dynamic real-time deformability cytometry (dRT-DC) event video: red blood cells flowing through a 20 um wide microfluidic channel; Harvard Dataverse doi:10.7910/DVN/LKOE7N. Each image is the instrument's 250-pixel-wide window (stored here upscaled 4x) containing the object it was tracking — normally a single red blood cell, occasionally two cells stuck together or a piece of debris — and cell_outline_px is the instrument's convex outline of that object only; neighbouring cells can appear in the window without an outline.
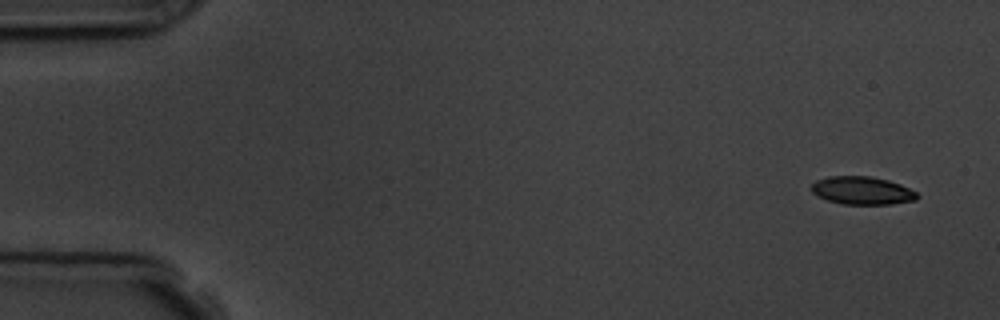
{"species": "common noctule bat (a hibernating species)", "species_latin": "Nyctalus noctula", "temperature_condition": "room temperature", "stored_images_in_passage": 6, "camera_frame_rate_fps": 3000, "um_per_image_px": 0.085, "animal": {"sex": "male", "body_mass_g": 19.5, "forearm_length_mm": 54.6}, "frame": {"image": 1, "passage_image": 1, "time_ms": 0.0, "image_size_px": [1000, 320], "cell_outline_px": [[920, 196], [916, 200], [892, 204], [844, 204], [828, 200], [816, 196], [812, 192], [812, 184], [816, 180], [828, 176], [872, 176], [888, 180], [900, 184], [916, 192]], "centroid_in_image_um": [73.28, 16.19], "position_along_channel_um": 11.7, "area_um2": 17.28}}
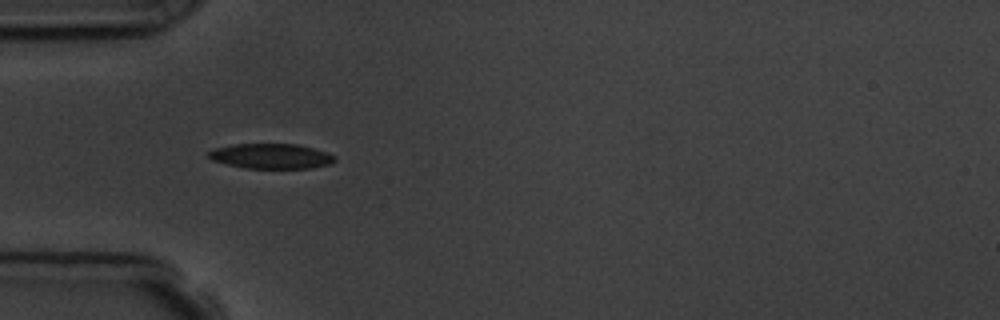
{"frame": {"image": 2, "passage_image": 5, "time_ms": 4.667, "image_size_px": [1000, 320], "cell_outline_px": [[336, 160], [332, 164], [312, 168], [244, 168], [212, 160], [204, 156], [208, 152], [216, 148], [232, 144], [296, 144], [312, 148], [336, 156]], "centroid_in_image_um": [23.03, 13.28], "position_along_channel_um": 62.0, "area_um2": 18.44}}